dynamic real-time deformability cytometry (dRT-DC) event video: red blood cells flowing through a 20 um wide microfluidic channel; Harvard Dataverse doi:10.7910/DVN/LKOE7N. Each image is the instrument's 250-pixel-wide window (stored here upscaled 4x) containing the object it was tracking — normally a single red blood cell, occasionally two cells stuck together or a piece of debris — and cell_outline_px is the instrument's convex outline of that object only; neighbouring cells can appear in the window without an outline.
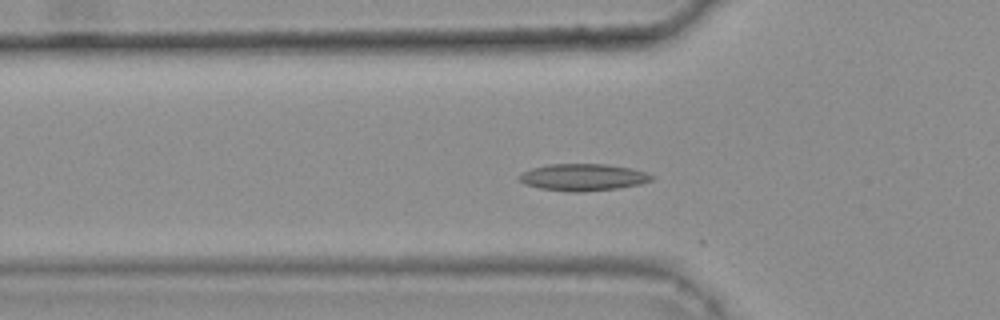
{"species": "common noctule bat (a hibernating species)", "species_latin": "Nyctalus noctula", "temperature_condition": "warm", "stored_images_in_passage": 45, "camera_frame_rate_fps": 3000, "um_per_image_px": 0.085, "animal": {"sex": "female", "body_mass_g": 25.1}, "frame": {"image": 1, "passage_image": 18, "time_ms": 5.667, "image_size_px": [1000, 320], "cell_outline_px": [[656, 176], [652, 180], [640, 184], [616, 188], [580, 192], [568, 192], [540, 188], [524, 184], [516, 180], [516, 176], [532, 168], [548, 164], [608, 164], [632, 168]], "centroid_in_image_um": [49.53, 15.06], "position_along_channel_um": 76.3, "area_um2": 20.92}}
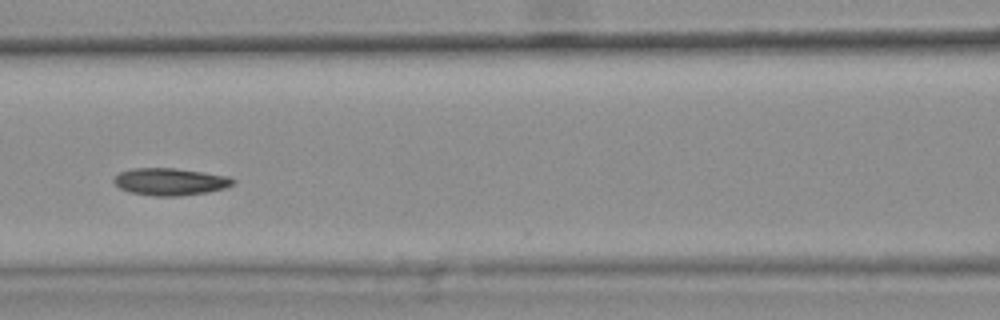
{"frame": {"image": 2, "passage_image": 24, "time_ms": 7.667, "image_size_px": [1000, 320], "cell_outline_px": [[236, 184], [224, 188], [208, 192], [176, 196], [156, 196], [128, 192], [120, 188], [112, 180], [120, 172], [132, 168], [176, 168], [204, 172], [228, 176], [236, 180]], "centroid_in_image_um": [14.49, 15.44], "position_along_channel_um": 152.1, "area_um2": 18.96}}
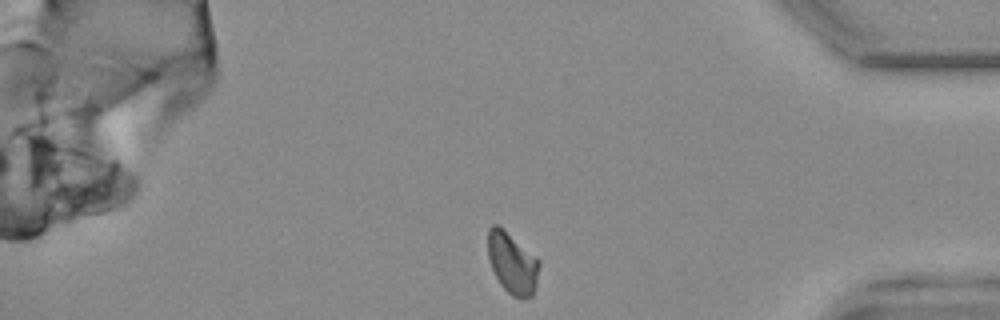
{"frame": {"image": 3, "passage_image": 45, "time_ms": 14.667, "image_size_px": [1000, 320], "cell_outline_px": [[540, 264], [536, 284], [532, 296], [512, 296], [500, 284], [492, 268], [488, 256], [488, 228], [492, 224], [496, 224], [536, 256], [540, 260]], "centroid_in_image_um": [43.54, 22.35], "position_along_channel_um": 391.7, "area_um2": 17.92}, "authors_computed_cell_mechanics": {"area_um2": 18.9584, "velocity_mm_per_s": 3.7825, "shape_relaxation_time_tau1_ms": 9.7505, "shape_relaxation_time_tau2_ms": null, "deformation_change_tau1": 0.1406, "deformation_change_tau2": null}}